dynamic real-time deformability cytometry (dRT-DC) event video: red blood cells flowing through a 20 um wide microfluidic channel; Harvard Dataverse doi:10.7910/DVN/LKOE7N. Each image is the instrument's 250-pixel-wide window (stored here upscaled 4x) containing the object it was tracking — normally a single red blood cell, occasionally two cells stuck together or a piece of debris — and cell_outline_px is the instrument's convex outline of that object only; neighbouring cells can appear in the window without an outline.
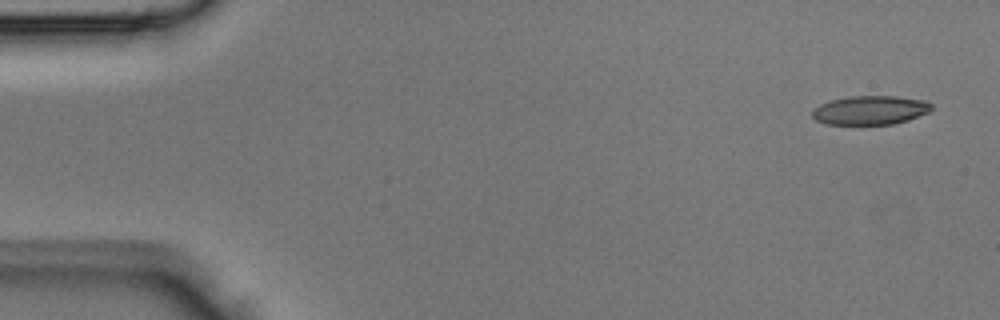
{"species": "Egyptian fruit bat (a non-hibernating species)", "species_latin": "Rousettus aegyptiacus", "temperature_condition": "room temperature", "stored_images_in_passage": 4, "camera_frame_rate_fps": 3000, "um_per_image_px": 0.085, "animal": {"sex": "male"}, "frame": {"image": 1, "passage_image": 1, "time_ms": 0.0, "image_size_px": [1000, 320], "cell_outline_px": [[932, 108], [928, 112], [908, 120], [892, 124], [828, 124], [816, 120], [812, 116], [812, 112], [820, 104], [832, 100], [848, 96], [896, 96], [928, 100], [932, 104]], "centroid_in_image_um": [74.01, 9.35], "position_along_channel_um": 11.0, "area_um2": 20.06}}
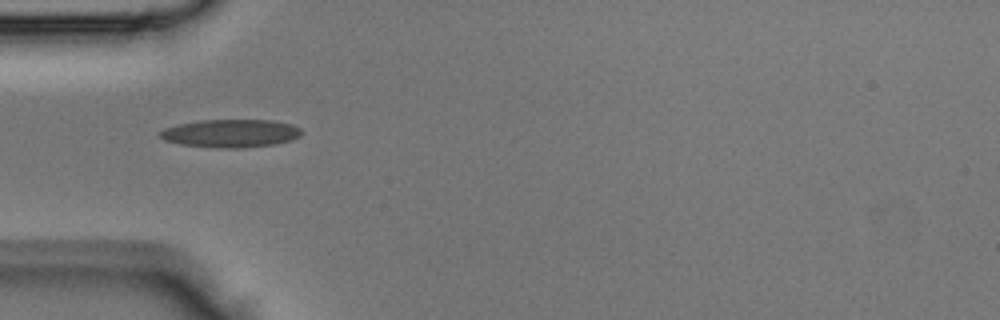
{"frame": {"image": 2, "passage_image": 4, "time_ms": 1.0, "image_size_px": [1000, 320], "cell_outline_px": [[304, 132], [300, 136], [292, 140], [276, 144], [240, 148], [216, 148], [180, 144], [164, 140], [156, 132], [164, 128], [180, 124], [200, 120], [272, 120], [292, 124], [300, 128]], "centroid_in_image_um": [19.62, 11.33], "position_along_channel_um": 65.4, "area_um2": 23.35}}